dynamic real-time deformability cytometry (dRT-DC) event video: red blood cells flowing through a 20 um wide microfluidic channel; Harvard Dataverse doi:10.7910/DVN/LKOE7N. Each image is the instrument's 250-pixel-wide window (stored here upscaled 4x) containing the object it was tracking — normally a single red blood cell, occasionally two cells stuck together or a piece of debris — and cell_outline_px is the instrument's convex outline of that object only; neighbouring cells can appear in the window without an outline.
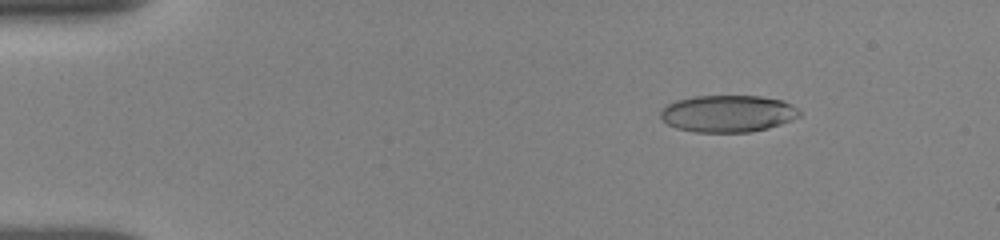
{"species": "human", "species_latin": "Homo sapiens", "temperature_condition": "room temperature", "stored_images_in_passage": 53, "camera_frame_rate_fps": 3000, "um_per_image_px": 0.085, "donor": {"sex": "female"}, "frame": {"image": 1, "passage_image": 4, "time_ms": 1.0, "image_size_px": [1000, 240], "cell_outline_px": [[800, 116], [792, 120], [768, 128], [752, 132], [696, 132], [676, 128], [668, 124], [660, 116], [660, 112], [668, 104], [676, 100], [696, 96], [760, 96], [784, 100], [792, 104], [800, 112]], "centroid_in_image_um": [61.89, 9.65], "position_along_channel_um": 23.1, "area_um2": 29.94}}
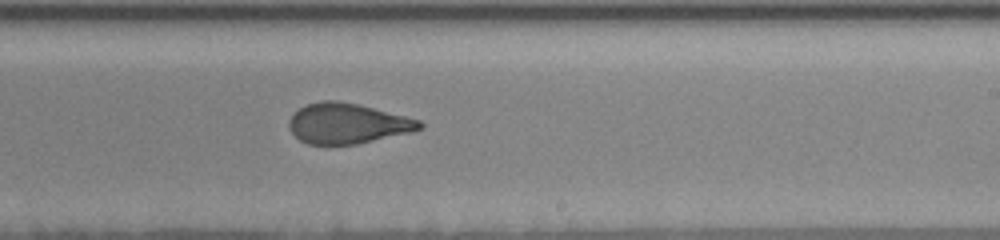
{"frame": {"image": 2, "passage_image": 31, "time_ms": 9.333, "image_size_px": [1000, 240], "cell_outline_px": [[424, 124], [420, 128], [408, 132], [356, 144], [308, 144], [300, 140], [288, 128], [288, 120], [300, 108], [308, 104], [324, 100], [336, 100], [356, 104], [420, 120]], "centroid_in_image_um": [29.48, 10.49], "position_along_channel_um": 259.5, "area_um2": 30.0}}
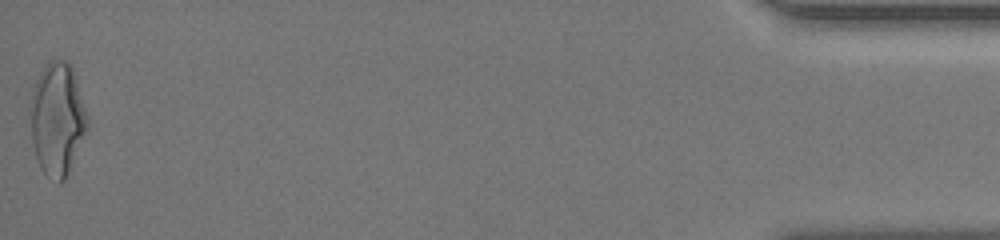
{"frame": {"image": 3, "passage_image": 53, "time_ms": 16.0, "image_size_px": [1000, 240], "cell_outline_px": [[88, 128], [64, 180], [60, 184], [44, 172], [40, 168], [32, 144], [28, 108], [28, 100], [32, 88], [44, 64], [52, 60], [68, 60], [76, 76], [88, 116]], "centroid_in_image_um": [4.84, 10.06], "position_along_channel_um": 430.4, "area_um2": 38.03}, "authors_computed_cell_mechanics": {"area_um2": 31.4432, "velocity_mm_per_s": 3.8765, "shape_relaxation_time_tau1_ms": 7.9101, "shape_relaxation_time_tau2_ms": 1.0062, "deformation_change_tau1": 0.222, "deformation_change_tau2": 0.082}}